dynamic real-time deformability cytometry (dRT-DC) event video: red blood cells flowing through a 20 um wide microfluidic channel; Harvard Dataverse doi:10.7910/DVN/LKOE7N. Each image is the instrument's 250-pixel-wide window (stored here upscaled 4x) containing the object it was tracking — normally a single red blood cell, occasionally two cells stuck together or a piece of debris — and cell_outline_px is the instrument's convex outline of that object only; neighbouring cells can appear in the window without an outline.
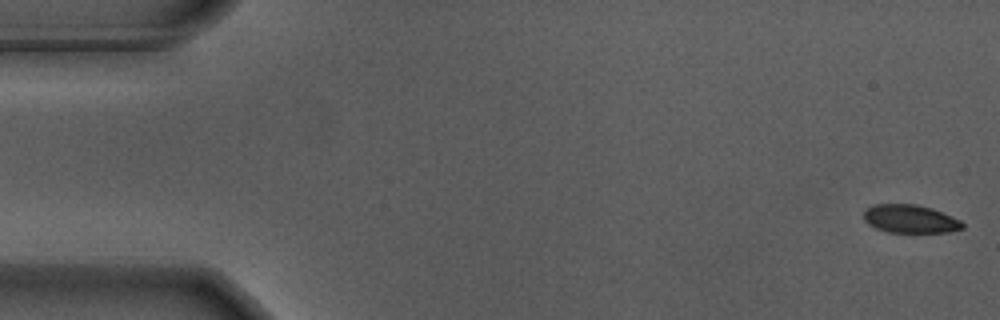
{"species": "Egyptian fruit bat (a non-hibernating species)", "species_latin": "Rousettus aegyptiacus", "temperature_condition": "warm", "stored_images_in_passage": 16, "camera_frame_rate_fps": 3000, "um_per_image_px": 0.085, "animal": {"sex": "male"}, "frame": {"image": 1, "passage_image": 1, "time_ms": 0.0, "image_size_px": [1000, 320], "cell_outline_px": [[964, 228], [948, 232], [888, 232], [876, 228], [868, 224], [864, 220], [864, 212], [868, 208], [876, 204], [916, 204], [932, 208], [960, 220], [964, 224]], "centroid_in_image_um": [77.37, 18.61], "position_along_channel_um": 7.6, "area_um2": 16.13}}
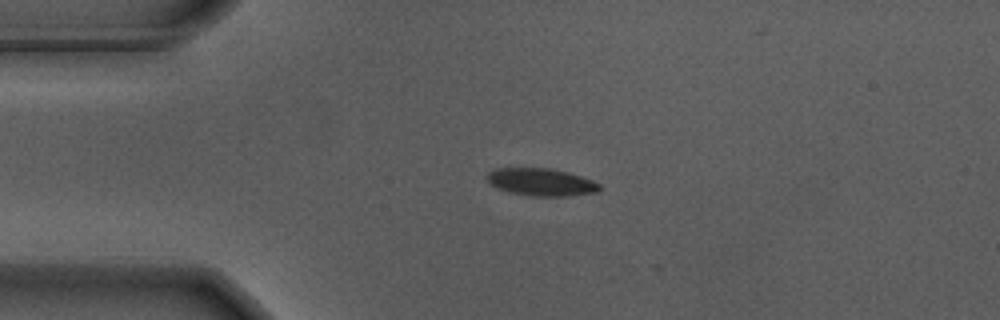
{"frame": {"image": 2, "passage_image": 13, "time_ms": 4.0, "image_size_px": [1000, 320], "cell_outline_px": [[604, 188], [600, 192], [568, 196], [532, 196], [508, 192], [492, 184], [488, 180], [488, 172], [496, 168], [548, 168], [568, 172], [592, 180], [600, 184]], "centroid_in_image_um": [46.08, 15.48], "position_along_channel_um": 38.9, "area_um2": 18.03}}